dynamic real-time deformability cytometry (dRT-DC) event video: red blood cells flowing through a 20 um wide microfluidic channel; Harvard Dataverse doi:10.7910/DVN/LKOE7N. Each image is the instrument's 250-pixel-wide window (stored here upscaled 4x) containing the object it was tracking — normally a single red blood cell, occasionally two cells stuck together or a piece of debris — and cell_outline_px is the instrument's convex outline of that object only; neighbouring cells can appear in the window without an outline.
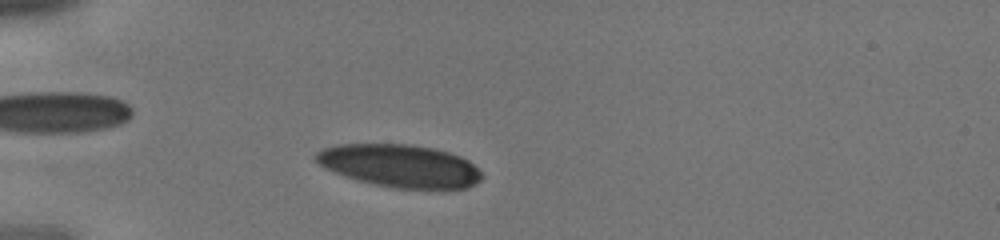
{"species": "human", "species_latin": "Homo sapiens", "temperature_condition": "cold", "stored_images_in_passage": 32, "camera_frame_rate_fps": 3000, "um_per_image_px": 0.085, "donor": {"sex": "male"}, "frame": {"image": 1, "passage_image": 2, "time_ms": 0.333, "image_size_px": [1000, 240], "cell_outline_px": [[484, 176], [476, 184], [468, 188], [444, 192], [392, 188], [372, 184], [356, 180], [344, 176], [324, 168], [312, 156], [316, 152], [324, 148], [340, 144], [412, 144], [436, 148], [460, 156], [468, 160]], "centroid_in_image_um": [34.05, 14.14], "position_along_channel_um": 51.0, "area_um2": 42.6}}
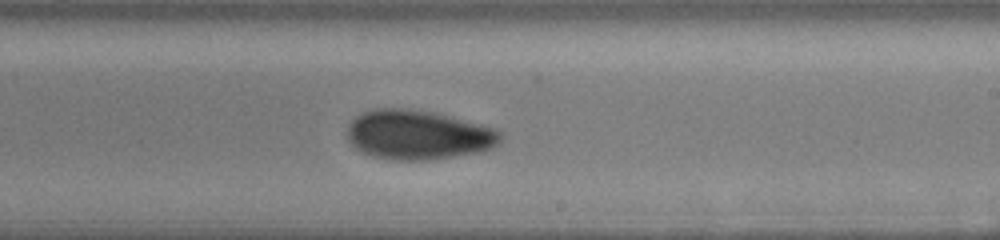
{"frame": {"image": 2, "passage_image": 16, "time_ms": 5.0, "image_size_px": [1000, 240], "cell_outline_px": [[504, 136], [492, 148], [476, 152], [432, 160], [392, 160], [372, 156], [356, 148], [348, 140], [348, 124], [356, 116], [364, 112], [376, 108], [408, 108], [436, 112], [496, 128]], "centroid_in_image_um": [35.55, 11.45], "position_along_channel_um": 253.5, "area_um2": 44.27}}
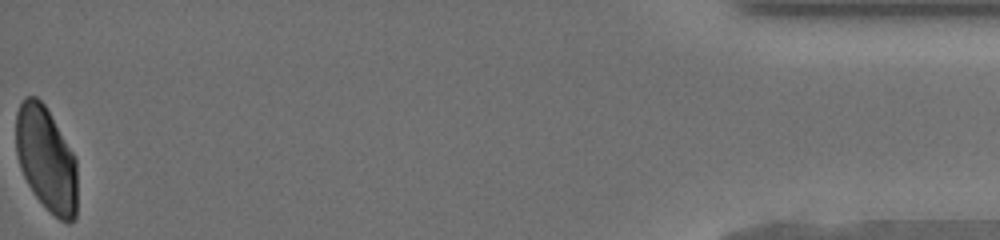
{"frame": {"image": 3, "passage_image": 32, "time_ms": 10.333, "image_size_px": [1000, 240], "cell_outline_px": [[76, 220], [68, 224], [60, 220], [32, 192], [20, 168], [16, 152], [16, 112], [24, 96], [36, 96], [44, 104], [76, 156]], "centroid_in_image_um": [3.93, 13.51], "position_along_channel_um": 431.3, "area_um2": 37.4}}